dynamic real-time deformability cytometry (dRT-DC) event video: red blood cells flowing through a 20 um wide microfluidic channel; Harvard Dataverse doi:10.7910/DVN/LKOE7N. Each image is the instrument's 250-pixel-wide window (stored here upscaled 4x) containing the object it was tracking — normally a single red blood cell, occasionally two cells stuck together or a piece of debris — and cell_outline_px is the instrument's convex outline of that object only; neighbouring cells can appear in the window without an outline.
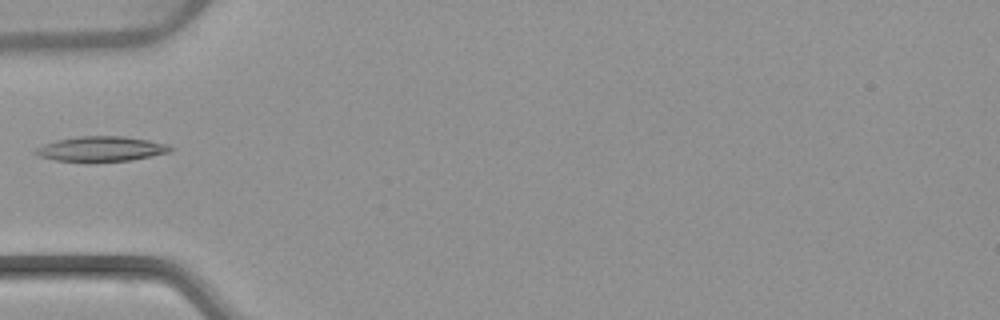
{"species": "common noctule bat (a hibernating species)", "species_latin": "Nyctalus noctula", "temperature_condition": "warm", "stored_images_in_passage": 5, "camera_frame_rate_fps": 3000, "um_per_image_px": 0.085, "animal": {"sex": "female", "body_mass_g": 22.7, "forearm_length_mm": 54.2}, "frame": {"image": 1, "passage_image": 5, "time_ms": 5.667, "image_size_px": [1000, 320], "cell_outline_px": [[176, 148], [172, 152], [132, 160], [88, 164], [52, 160], [40, 156], [32, 152], [36, 148], [44, 144], [56, 140], [80, 136], [124, 136], [148, 140], [168, 144]], "centroid_in_image_um": [8.61, 12.69], "position_along_channel_um": 76.4, "area_um2": 20.52}}